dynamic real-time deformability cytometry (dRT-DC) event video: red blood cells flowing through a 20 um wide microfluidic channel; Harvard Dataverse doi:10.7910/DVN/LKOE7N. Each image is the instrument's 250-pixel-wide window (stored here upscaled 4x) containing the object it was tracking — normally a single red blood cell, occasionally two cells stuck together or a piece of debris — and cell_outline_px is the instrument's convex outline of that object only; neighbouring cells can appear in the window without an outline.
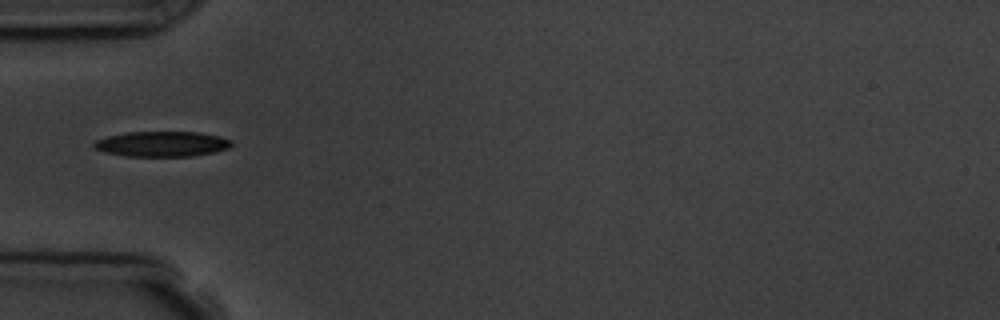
{"species": "common noctule bat (a hibernating species)", "species_latin": "Nyctalus noctula", "temperature_condition": "room temperature", "stored_images_in_passage": 9, "camera_frame_rate_fps": 3000, "um_per_image_px": 0.085, "animal": {"sex": "male", "body_mass_g": 19.5, "forearm_length_mm": 54.6}, "frame": {"image": 1, "passage_image": 6, "time_ms": 6.667, "image_size_px": [1000, 320], "cell_outline_px": [[232, 144], [228, 148], [216, 152], [192, 156], [128, 156], [104, 152], [96, 148], [92, 144], [96, 140], [108, 136], [124, 132], [200, 132], [220, 136], [232, 140]], "centroid_in_image_um": [13.79, 12.23], "position_along_channel_um": 71.2, "area_um2": 20.29}}
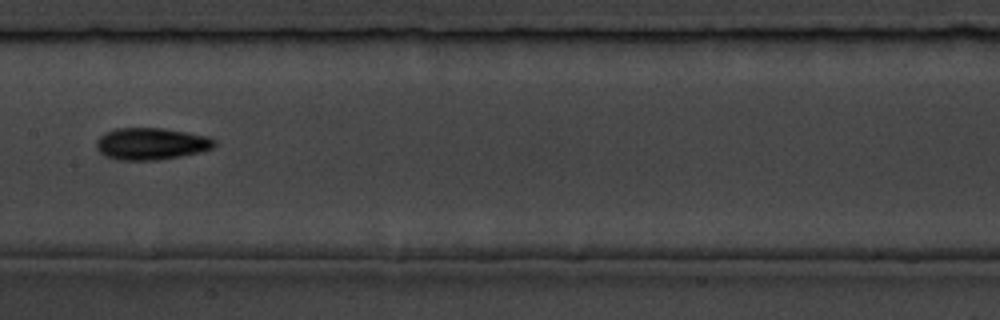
{"frame": {"image": 2, "passage_image": 9, "time_ms": 10.0, "image_size_px": [1000, 320], "cell_outline_px": [[216, 144], [212, 148], [200, 152], [180, 156], [156, 160], [116, 160], [104, 156], [96, 148], [96, 140], [104, 132], [116, 128], [164, 128], [208, 136], [216, 140]], "centroid_in_image_um": [12.82, 12.22], "position_along_channel_um": 194.6, "area_um2": 22.14}}